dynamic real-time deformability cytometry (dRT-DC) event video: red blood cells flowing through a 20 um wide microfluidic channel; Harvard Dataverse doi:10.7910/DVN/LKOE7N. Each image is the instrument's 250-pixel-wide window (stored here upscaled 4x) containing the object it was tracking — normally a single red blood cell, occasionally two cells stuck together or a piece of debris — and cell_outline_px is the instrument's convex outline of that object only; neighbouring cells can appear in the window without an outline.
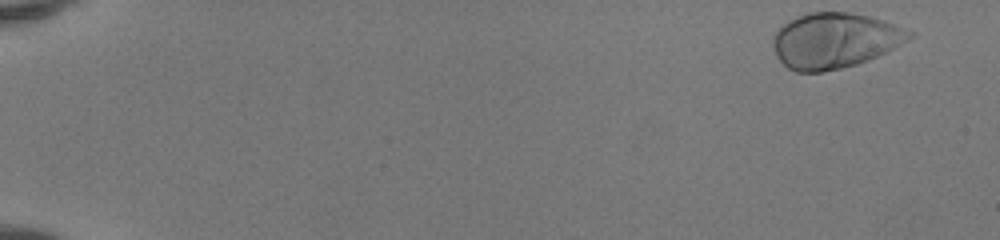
{"species": "human", "species_latin": "Homo sapiens", "temperature_condition": "room temperature", "stored_images_in_passage": 49, "camera_frame_rate_fps": 3000, "um_per_image_px": 0.085, "donor": {"sex": "female"}, "frame": {"image": 1, "passage_image": 1, "time_ms": 0.0, "image_size_px": [1000, 240], "cell_outline_px": [[916, 32], [908, 40], [868, 60], [856, 64], [840, 68], [820, 72], [796, 72], [788, 68], [776, 56], [772, 48], [772, 36], [788, 20], [808, 12], [852, 12], [868, 16]], "centroid_in_image_um": [70.9, 3.44], "position_along_channel_um": 14.1, "area_um2": 43.75}}
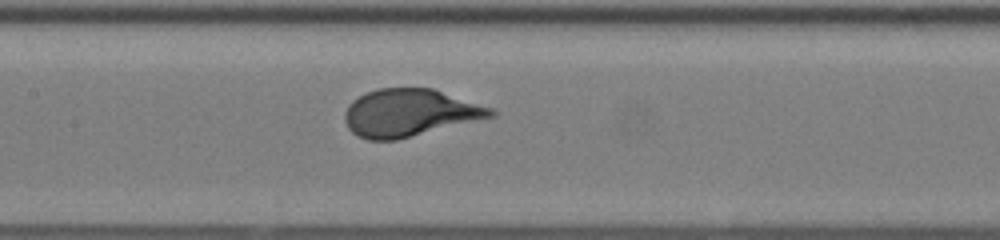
{"frame": {"image": 2, "passage_image": 25, "time_ms": 8.0, "image_size_px": [1000, 240], "cell_outline_px": [[500, 112], [496, 116], [396, 140], [368, 140], [352, 132], [348, 128], [344, 120], [344, 112], [348, 104], [352, 100], [376, 88], [432, 88], [496, 108]], "centroid_in_image_um": [34.87, 9.58], "position_along_channel_um": 172.5, "area_um2": 40.69}}
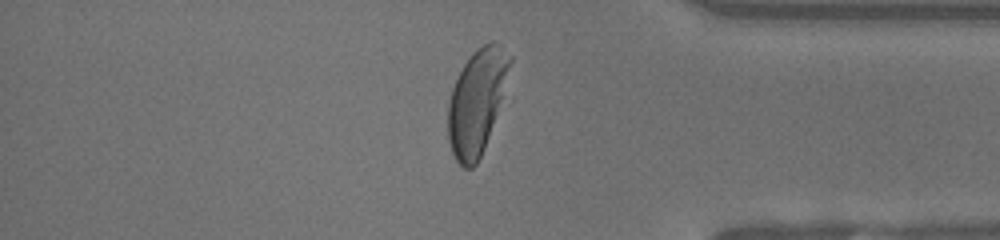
{"frame": {"image": 3, "passage_image": 42, "time_ms": 13.667, "image_size_px": [1000, 240], "cell_outline_px": [[512, 60], [484, 148], [476, 164], [472, 168], [464, 168], [456, 160], [452, 152], [448, 140], [448, 104], [452, 88], [464, 64], [472, 52], [484, 44], [492, 40], [496, 40], [512, 56]], "centroid_in_image_um": [40.49, 8.61], "position_along_channel_um": 394.7, "area_um2": 36.76}, "authors_computed_cell_mechanics": {"area_um2": 40.6912, "velocity_mm_per_s": 4.1314, "shape_relaxation_time_tau1_ms": 2.548, "shape_relaxation_time_tau2_ms": null, "deformation_change_tau1": 0.1925, "deformation_change_tau2": null}}